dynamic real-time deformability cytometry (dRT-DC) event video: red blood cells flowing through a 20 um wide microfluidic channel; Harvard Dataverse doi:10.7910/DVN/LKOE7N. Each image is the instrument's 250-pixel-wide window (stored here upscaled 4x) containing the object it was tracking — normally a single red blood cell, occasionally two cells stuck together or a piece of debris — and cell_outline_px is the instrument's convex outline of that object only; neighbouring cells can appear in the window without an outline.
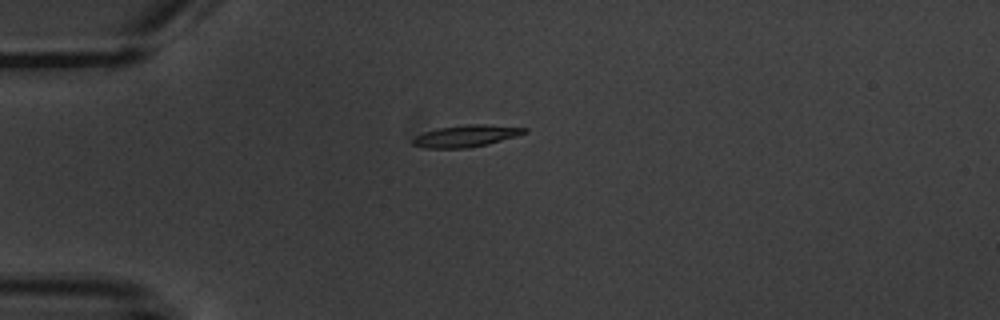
{"species": "common noctule bat (a hibernating species)", "species_latin": "Nyctalus noctula", "temperature_condition": "warm", "stored_images_in_passage": 6, "camera_frame_rate_fps": 3000, "um_per_image_px": 0.085, "animal": {"sex": "male", "body_mass_g": 20.1, "forearm_length_mm": 53.5}, "frame": {"image": 1, "passage_image": 3, "time_ms": 2.333, "image_size_px": [1000, 320], "cell_outline_px": [[528, 132], [516, 136], [488, 144], [468, 148], [424, 148], [412, 144], [412, 140], [416, 136], [424, 132], [440, 128], [468, 124], [484, 124], [528, 128]], "centroid_in_image_um": [39.63, 11.56], "position_along_channel_um": 45.4, "area_um2": 14.1}}
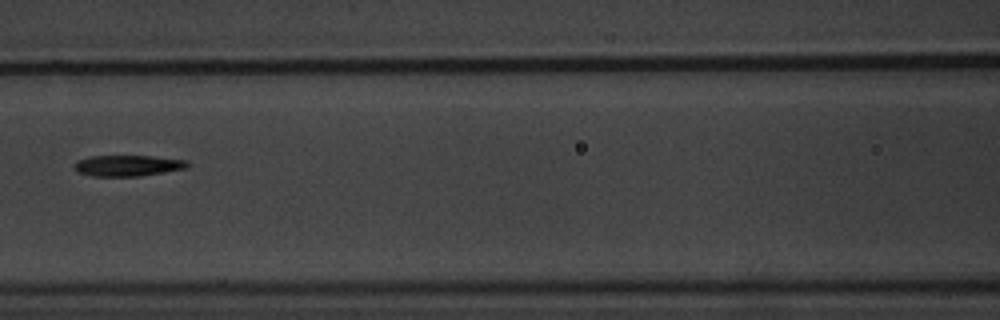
{"frame": {"image": 2, "passage_image": 6, "time_ms": 6.0, "image_size_px": [1000, 320], "cell_outline_px": [[192, 164], [188, 168], [140, 176], [92, 176], [76, 172], [72, 168], [76, 160], [88, 156], [152, 156], [188, 160]], "centroid_in_image_um": [10.85, 14.07], "position_along_channel_um": 155.7, "area_um2": 14.16}}